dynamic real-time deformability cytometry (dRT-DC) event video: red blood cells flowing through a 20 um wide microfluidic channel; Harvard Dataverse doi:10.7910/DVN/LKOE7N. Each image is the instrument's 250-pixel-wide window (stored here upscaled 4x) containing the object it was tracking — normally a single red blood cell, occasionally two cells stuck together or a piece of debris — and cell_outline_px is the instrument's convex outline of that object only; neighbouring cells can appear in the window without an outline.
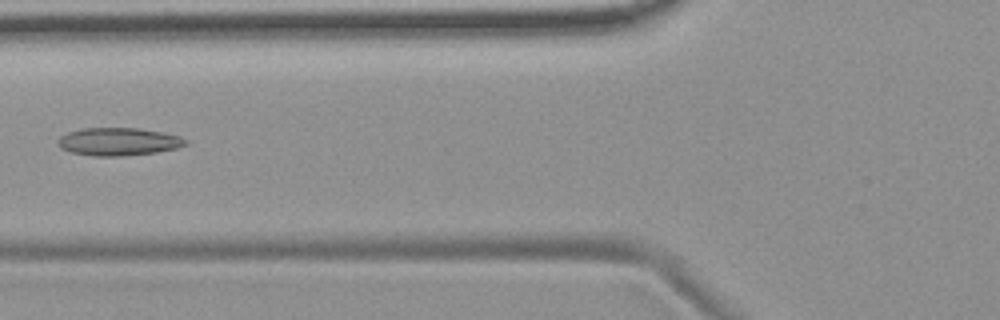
{"species": "common noctule bat (a hibernating species)", "species_latin": "Nyctalus noctula", "temperature_condition": "room temperature", "stored_images_in_passage": 7, "camera_frame_rate_fps": 3000, "um_per_image_px": 0.085, "animal": {"sex": "female", "body_mass_g": 19.9}, "frame": {"image": 1, "passage_image": 6, "time_ms": 6.0, "image_size_px": [1000, 320], "cell_outline_px": [[188, 144], [176, 148], [156, 152], [124, 156], [92, 156], [72, 152], [60, 148], [56, 144], [56, 140], [60, 136], [68, 132], [84, 128], [140, 128], [164, 132], [180, 136], [188, 140]], "centroid_in_image_um": [10.07, 12.04], "position_along_channel_um": 115.7, "area_um2": 20.92}}
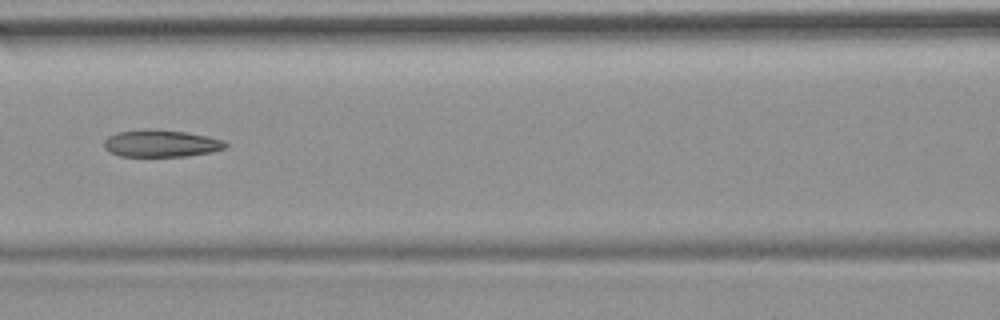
{"frame": {"image": 2, "passage_image": 7, "time_ms": 7.0, "image_size_px": [1000, 320], "cell_outline_px": [[228, 148], [212, 152], [188, 156], [120, 156], [108, 152], [104, 148], [104, 140], [108, 136], [116, 132], [140, 128], [148, 128], [184, 132], [208, 136], [224, 140], [228, 144]], "centroid_in_image_um": [13.68, 12.18], "position_along_channel_um": 152.9, "area_um2": 19.59}}